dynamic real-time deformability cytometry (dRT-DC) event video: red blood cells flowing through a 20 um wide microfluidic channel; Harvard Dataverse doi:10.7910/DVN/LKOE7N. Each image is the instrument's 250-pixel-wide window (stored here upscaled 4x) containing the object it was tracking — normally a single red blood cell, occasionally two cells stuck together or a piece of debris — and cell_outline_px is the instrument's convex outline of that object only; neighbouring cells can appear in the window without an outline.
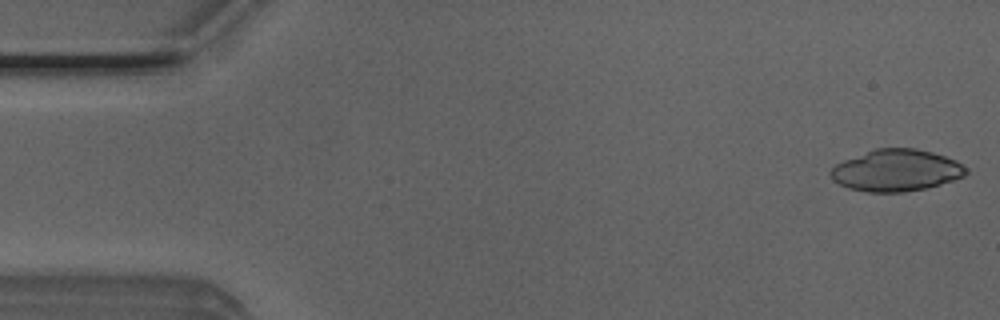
{"species": "Egyptian fruit bat (a non-hibernating species)", "species_latin": "Rousettus aegyptiacus", "temperature_condition": "room temperature", "stored_images_in_passage": 49, "camera_frame_rate_fps": 3000, "um_per_image_px": 0.085, "animal": {"sex": "male"}, "frame": {"image": 1, "passage_image": 1, "time_ms": 0.0, "image_size_px": [1000, 320], "cell_outline_px": [[968, 172], [964, 176], [952, 180], [924, 188], [904, 192], [868, 192], [848, 188], [832, 180], [832, 168], [836, 164], [844, 160], [876, 148], [916, 148], [932, 152], [956, 160], [968, 168]], "centroid_in_image_um": [76.2, 14.48], "position_along_channel_um": 8.8, "area_um2": 32.66}}